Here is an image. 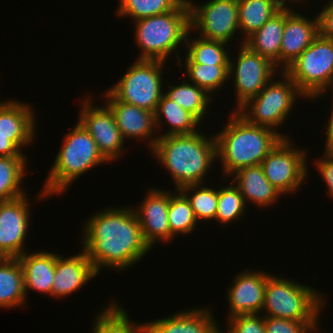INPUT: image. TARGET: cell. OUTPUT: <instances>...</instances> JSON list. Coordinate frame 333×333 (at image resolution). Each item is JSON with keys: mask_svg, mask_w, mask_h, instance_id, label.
Returning <instances> with one entry per match:
<instances>
[{"mask_svg": "<svg viewBox=\"0 0 333 333\" xmlns=\"http://www.w3.org/2000/svg\"><path fill=\"white\" fill-rule=\"evenodd\" d=\"M86 221L82 250L97 274L103 267L125 271L152 249L143 237L133 206L102 209Z\"/></svg>", "mask_w": 333, "mask_h": 333, "instance_id": "obj_1", "label": "cell"}, {"mask_svg": "<svg viewBox=\"0 0 333 333\" xmlns=\"http://www.w3.org/2000/svg\"><path fill=\"white\" fill-rule=\"evenodd\" d=\"M158 137L151 153L170 173L175 190L204 184L209 169L218 161L215 135L206 136L197 131Z\"/></svg>", "mask_w": 333, "mask_h": 333, "instance_id": "obj_2", "label": "cell"}, {"mask_svg": "<svg viewBox=\"0 0 333 333\" xmlns=\"http://www.w3.org/2000/svg\"><path fill=\"white\" fill-rule=\"evenodd\" d=\"M228 121L219 133L214 134L223 176L230 177L243 167L261 165L282 139L271 129L250 124L236 111H231Z\"/></svg>", "mask_w": 333, "mask_h": 333, "instance_id": "obj_3", "label": "cell"}, {"mask_svg": "<svg viewBox=\"0 0 333 333\" xmlns=\"http://www.w3.org/2000/svg\"><path fill=\"white\" fill-rule=\"evenodd\" d=\"M63 137L61 148L37 196L38 200L63 194L82 174L100 164L109 163L100 153L89 132L78 121Z\"/></svg>", "mask_w": 333, "mask_h": 333, "instance_id": "obj_4", "label": "cell"}, {"mask_svg": "<svg viewBox=\"0 0 333 333\" xmlns=\"http://www.w3.org/2000/svg\"><path fill=\"white\" fill-rule=\"evenodd\" d=\"M135 45L140 49L136 59L165 61L176 51L179 62V46L185 45L190 30V8L185 0L177 9L134 21ZM182 44V45H180ZM178 50V51H177Z\"/></svg>", "mask_w": 333, "mask_h": 333, "instance_id": "obj_5", "label": "cell"}, {"mask_svg": "<svg viewBox=\"0 0 333 333\" xmlns=\"http://www.w3.org/2000/svg\"><path fill=\"white\" fill-rule=\"evenodd\" d=\"M322 293L295 280L270 275L266 282L263 316L294 321H318L324 308Z\"/></svg>", "mask_w": 333, "mask_h": 333, "instance_id": "obj_6", "label": "cell"}, {"mask_svg": "<svg viewBox=\"0 0 333 333\" xmlns=\"http://www.w3.org/2000/svg\"><path fill=\"white\" fill-rule=\"evenodd\" d=\"M279 79H271L266 86L253 98L249 99L236 112L253 125L266 127L277 132L282 138H288L276 128L285 123L296 101L305 96L297 85L284 72ZM275 80V81H274Z\"/></svg>", "mask_w": 333, "mask_h": 333, "instance_id": "obj_7", "label": "cell"}, {"mask_svg": "<svg viewBox=\"0 0 333 333\" xmlns=\"http://www.w3.org/2000/svg\"><path fill=\"white\" fill-rule=\"evenodd\" d=\"M284 72L305 99H318L333 85V40L320 34Z\"/></svg>", "mask_w": 333, "mask_h": 333, "instance_id": "obj_8", "label": "cell"}, {"mask_svg": "<svg viewBox=\"0 0 333 333\" xmlns=\"http://www.w3.org/2000/svg\"><path fill=\"white\" fill-rule=\"evenodd\" d=\"M165 61L136 59L107 91L118 101L155 112L163 91Z\"/></svg>", "mask_w": 333, "mask_h": 333, "instance_id": "obj_9", "label": "cell"}, {"mask_svg": "<svg viewBox=\"0 0 333 333\" xmlns=\"http://www.w3.org/2000/svg\"><path fill=\"white\" fill-rule=\"evenodd\" d=\"M291 141L282 138L261 162L265 177L282 195L297 192L309 172L306 150Z\"/></svg>", "mask_w": 333, "mask_h": 333, "instance_id": "obj_10", "label": "cell"}, {"mask_svg": "<svg viewBox=\"0 0 333 333\" xmlns=\"http://www.w3.org/2000/svg\"><path fill=\"white\" fill-rule=\"evenodd\" d=\"M190 8V29L207 40L231 43L239 33L238 0H209L198 4L187 0ZM195 3V4H194Z\"/></svg>", "mask_w": 333, "mask_h": 333, "instance_id": "obj_11", "label": "cell"}, {"mask_svg": "<svg viewBox=\"0 0 333 333\" xmlns=\"http://www.w3.org/2000/svg\"><path fill=\"white\" fill-rule=\"evenodd\" d=\"M241 44L235 61L229 57L228 76L233 77V85L237 99V111L249 99L255 97L266 84L275 76L277 67L269 59L251 51ZM233 60V61H232ZM234 62V63H233Z\"/></svg>", "mask_w": 333, "mask_h": 333, "instance_id": "obj_12", "label": "cell"}, {"mask_svg": "<svg viewBox=\"0 0 333 333\" xmlns=\"http://www.w3.org/2000/svg\"><path fill=\"white\" fill-rule=\"evenodd\" d=\"M88 96L82 99L78 122L89 132L102 156L108 161H117L125 152V140L116 125L114 114L104 104L91 102Z\"/></svg>", "mask_w": 333, "mask_h": 333, "instance_id": "obj_13", "label": "cell"}, {"mask_svg": "<svg viewBox=\"0 0 333 333\" xmlns=\"http://www.w3.org/2000/svg\"><path fill=\"white\" fill-rule=\"evenodd\" d=\"M28 197L0 202V257L18 258L28 251L24 246L31 214Z\"/></svg>", "mask_w": 333, "mask_h": 333, "instance_id": "obj_14", "label": "cell"}, {"mask_svg": "<svg viewBox=\"0 0 333 333\" xmlns=\"http://www.w3.org/2000/svg\"><path fill=\"white\" fill-rule=\"evenodd\" d=\"M169 190L149 188L143 201L133 210L141 226L143 237L151 248L160 242L171 241L168 222ZM136 208V209H135Z\"/></svg>", "mask_w": 333, "mask_h": 333, "instance_id": "obj_15", "label": "cell"}, {"mask_svg": "<svg viewBox=\"0 0 333 333\" xmlns=\"http://www.w3.org/2000/svg\"><path fill=\"white\" fill-rule=\"evenodd\" d=\"M268 272L247 270L237 273L227 290L228 319L237 315L261 314Z\"/></svg>", "mask_w": 333, "mask_h": 333, "instance_id": "obj_16", "label": "cell"}, {"mask_svg": "<svg viewBox=\"0 0 333 333\" xmlns=\"http://www.w3.org/2000/svg\"><path fill=\"white\" fill-rule=\"evenodd\" d=\"M106 104L116 121L123 139H142L148 141L149 149L152 150L159 137L156 134V125L154 113L135 105L126 104L116 100L107 90L103 94ZM156 134V137H155Z\"/></svg>", "mask_w": 333, "mask_h": 333, "instance_id": "obj_17", "label": "cell"}, {"mask_svg": "<svg viewBox=\"0 0 333 333\" xmlns=\"http://www.w3.org/2000/svg\"><path fill=\"white\" fill-rule=\"evenodd\" d=\"M319 35L318 16L301 15L291 7L285 8V26L280 46V66L284 71Z\"/></svg>", "mask_w": 333, "mask_h": 333, "instance_id": "obj_18", "label": "cell"}, {"mask_svg": "<svg viewBox=\"0 0 333 333\" xmlns=\"http://www.w3.org/2000/svg\"><path fill=\"white\" fill-rule=\"evenodd\" d=\"M81 251L77 255L65 258L62 255L57 256L51 297L65 298L98 275L86 252Z\"/></svg>", "mask_w": 333, "mask_h": 333, "instance_id": "obj_19", "label": "cell"}, {"mask_svg": "<svg viewBox=\"0 0 333 333\" xmlns=\"http://www.w3.org/2000/svg\"><path fill=\"white\" fill-rule=\"evenodd\" d=\"M209 308H193L146 323L147 333H221Z\"/></svg>", "mask_w": 333, "mask_h": 333, "instance_id": "obj_20", "label": "cell"}, {"mask_svg": "<svg viewBox=\"0 0 333 333\" xmlns=\"http://www.w3.org/2000/svg\"><path fill=\"white\" fill-rule=\"evenodd\" d=\"M229 182L238 188L245 203L263 208L274 205L282 195L265 177L261 165L243 167L230 175Z\"/></svg>", "mask_w": 333, "mask_h": 333, "instance_id": "obj_21", "label": "cell"}, {"mask_svg": "<svg viewBox=\"0 0 333 333\" xmlns=\"http://www.w3.org/2000/svg\"><path fill=\"white\" fill-rule=\"evenodd\" d=\"M59 254L47 251L25 252L18 257L24 274V289L49 294L54 282L56 258Z\"/></svg>", "mask_w": 333, "mask_h": 333, "instance_id": "obj_22", "label": "cell"}, {"mask_svg": "<svg viewBox=\"0 0 333 333\" xmlns=\"http://www.w3.org/2000/svg\"><path fill=\"white\" fill-rule=\"evenodd\" d=\"M285 26V7L245 41L251 51L269 59L279 69L280 46Z\"/></svg>", "mask_w": 333, "mask_h": 333, "instance_id": "obj_23", "label": "cell"}, {"mask_svg": "<svg viewBox=\"0 0 333 333\" xmlns=\"http://www.w3.org/2000/svg\"><path fill=\"white\" fill-rule=\"evenodd\" d=\"M154 117L157 131L162 129L163 125L169 127L168 131L160 136L195 133L199 131L197 126L202 124L193 114L169 99L164 93L159 100Z\"/></svg>", "mask_w": 333, "mask_h": 333, "instance_id": "obj_24", "label": "cell"}, {"mask_svg": "<svg viewBox=\"0 0 333 333\" xmlns=\"http://www.w3.org/2000/svg\"><path fill=\"white\" fill-rule=\"evenodd\" d=\"M27 301L20 261L0 257V308H21Z\"/></svg>", "mask_w": 333, "mask_h": 333, "instance_id": "obj_25", "label": "cell"}, {"mask_svg": "<svg viewBox=\"0 0 333 333\" xmlns=\"http://www.w3.org/2000/svg\"><path fill=\"white\" fill-rule=\"evenodd\" d=\"M283 8L281 0H238L239 31L244 41Z\"/></svg>", "mask_w": 333, "mask_h": 333, "instance_id": "obj_26", "label": "cell"}, {"mask_svg": "<svg viewBox=\"0 0 333 333\" xmlns=\"http://www.w3.org/2000/svg\"><path fill=\"white\" fill-rule=\"evenodd\" d=\"M36 115L30 104L16 99L0 102V134L36 135ZM36 124V125H35Z\"/></svg>", "mask_w": 333, "mask_h": 333, "instance_id": "obj_27", "label": "cell"}, {"mask_svg": "<svg viewBox=\"0 0 333 333\" xmlns=\"http://www.w3.org/2000/svg\"><path fill=\"white\" fill-rule=\"evenodd\" d=\"M193 32L191 29L188 31L185 39V58H180L177 63L182 67L181 60L185 59V63H199V64H215V65H229L230 52L226 49L229 45L222 41L207 40L202 37H193V40L188 36ZM195 38V39H194Z\"/></svg>", "mask_w": 333, "mask_h": 333, "instance_id": "obj_28", "label": "cell"}, {"mask_svg": "<svg viewBox=\"0 0 333 333\" xmlns=\"http://www.w3.org/2000/svg\"><path fill=\"white\" fill-rule=\"evenodd\" d=\"M168 86L169 90L165 91L164 94L183 109L193 114L200 122L209 116L208 112L210 111L207 108L214 99L204 89L187 81L185 78L182 84L175 86L170 84Z\"/></svg>", "mask_w": 333, "mask_h": 333, "instance_id": "obj_29", "label": "cell"}, {"mask_svg": "<svg viewBox=\"0 0 333 333\" xmlns=\"http://www.w3.org/2000/svg\"><path fill=\"white\" fill-rule=\"evenodd\" d=\"M92 326V333H147L146 322H132L127 310L116 300L100 311Z\"/></svg>", "mask_w": 333, "mask_h": 333, "instance_id": "obj_30", "label": "cell"}, {"mask_svg": "<svg viewBox=\"0 0 333 333\" xmlns=\"http://www.w3.org/2000/svg\"><path fill=\"white\" fill-rule=\"evenodd\" d=\"M27 156H0V202L27 194L22 188L26 175ZM22 184V185H21Z\"/></svg>", "mask_w": 333, "mask_h": 333, "instance_id": "obj_31", "label": "cell"}, {"mask_svg": "<svg viewBox=\"0 0 333 333\" xmlns=\"http://www.w3.org/2000/svg\"><path fill=\"white\" fill-rule=\"evenodd\" d=\"M184 67L180 70H185L188 81L204 89L213 98L214 93L229 80L228 65L185 63Z\"/></svg>", "mask_w": 333, "mask_h": 333, "instance_id": "obj_32", "label": "cell"}, {"mask_svg": "<svg viewBox=\"0 0 333 333\" xmlns=\"http://www.w3.org/2000/svg\"><path fill=\"white\" fill-rule=\"evenodd\" d=\"M176 193L169 191L168 222L171 241L178 234H191L199 223L187 198L179 190Z\"/></svg>", "mask_w": 333, "mask_h": 333, "instance_id": "obj_33", "label": "cell"}, {"mask_svg": "<svg viewBox=\"0 0 333 333\" xmlns=\"http://www.w3.org/2000/svg\"><path fill=\"white\" fill-rule=\"evenodd\" d=\"M185 0H119L116 14L134 21L165 14L177 9Z\"/></svg>", "mask_w": 333, "mask_h": 333, "instance_id": "obj_34", "label": "cell"}, {"mask_svg": "<svg viewBox=\"0 0 333 333\" xmlns=\"http://www.w3.org/2000/svg\"><path fill=\"white\" fill-rule=\"evenodd\" d=\"M187 198L198 220H214L217 212L218 188L213 189L202 184L187 185L179 189Z\"/></svg>", "mask_w": 333, "mask_h": 333, "instance_id": "obj_35", "label": "cell"}, {"mask_svg": "<svg viewBox=\"0 0 333 333\" xmlns=\"http://www.w3.org/2000/svg\"><path fill=\"white\" fill-rule=\"evenodd\" d=\"M246 205L242 194L232 182L224 187H219L215 220L219 224L229 225L244 216Z\"/></svg>", "mask_w": 333, "mask_h": 333, "instance_id": "obj_36", "label": "cell"}, {"mask_svg": "<svg viewBox=\"0 0 333 333\" xmlns=\"http://www.w3.org/2000/svg\"><path fill=\"white\" fill-rule=\"evenodd\" d=\"M318 321H294L265 316L266 333H316Z\"/></svg>", "mask_w": 333, "mask_h": 333, "instance_id": "obj_37", "label": "cell"}, {"mask_svg": "<svg viewBox=\"0 0 333 333\" xmlns=\"http://www.w3.org/2000/svg\"><path fill=\"white\" fill-rule=\"evenodd\" d=\"M227 329L221 333H266L262 314L237 315L227 319Z\"/></svg>", "mask_w": 333, "mask_h": 333, "instance_id": "obj_38", "label": "cell"}, {"mask_svg": "<svg viewBox=\"0 0 333 333\" xmlns=\"http://www.w3.org/2000/svg\"><path fill=\"white\" fill-rule=\"evenodd\" d=\"M36 135H2L0 134V156H26L23 148L34 142Z\"/></svg>", "mask_w": 333, "mask_h": 333, "instance_id": "obj_39", "label": "cell"}, {"mask_svg": "<svg viewBox=\"0 0 333 333\" xmlns=\"http://www.w3.org/2000/svg\"><path fill=\"white\" fill-rule=\"evenodd\" d=\"M314 164L326 183L329 196L333 198V154L324 152L321 157L314 160Z\"/></svg>", "mask_w": 333, "mask_h": 333, "instance_id": "obj_40", "label": "cell"}, {"mask_svg": "<svg viewBox=\"0 0 333 333\" xmlns=\"http://www.w3.org/2000/svg\"><path fill=\"white\" fill-rule=\"evenodd\" d=\"M319 34L333 40V0L325 3L320 13L317 14Z\"/></svg>", "mask_w": 333, "mask_h": 333, "instance_id": "obj_41", "label": "cell"}, {"mask_svg": "<svg viewBox=\"0 0 333 333\" xmlns=\"http://www.w3.org/2000/svg\"><path fill=\"white\" fill-rule=\"evenodd\" d=\"M332 109L329 115V121L327 123L326 130V141H325V148L323 152L332 153L333 154V102H332Z\"/></svg>", "mask_w": 333, "mask_h": 333, "instance_id": "obj_42", "label": "cell"}, {"mask_svg": "<svg viewBox=\"0 0 333 333\" xmlns=\"http://www.w3.org/2000/svg\"><path fill=\"white\" fill-rule=\"evenodd\" d=\"M286 1H287V3H288V1L290 2V3H292V5H293V1H294V3H297L298 4V2L300 3H302V2H304L303 0H285L284 2H283V7H285V8H288V6H287V4H286Z\"/></svg>", "mask_w": 333, "mask_h": 333, "instance_id": "obj_43", "label": "cell"}, {"mask_svg": "<svg viewBox=\"0 0 333 333\" xmlns=\"http://www.w3.org/2000/svg\"><path fill=\"white\" fill-rule=\"evenodd\" d=\"M333 85L329 88V90H331V92H332V94L331 95H333ZM333 97V96H332ZM332 102H333V99L331 100Z\"/></svg>", "mask_w": 333, "mask_h": 333, "instance_id": "obj_44", "label": "cell"}]
</instances>
